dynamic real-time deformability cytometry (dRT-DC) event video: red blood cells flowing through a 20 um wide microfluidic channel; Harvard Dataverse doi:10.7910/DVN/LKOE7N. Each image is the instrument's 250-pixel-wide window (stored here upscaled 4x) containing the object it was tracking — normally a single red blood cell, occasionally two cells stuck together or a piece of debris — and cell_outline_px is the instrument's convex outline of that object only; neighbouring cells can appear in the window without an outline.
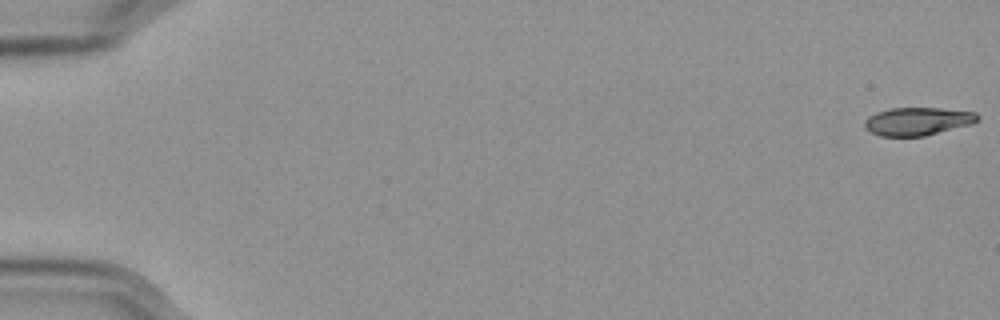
{"species": "Egyptian fruit bat (a non-hibernating species)", "species_latin": "Rousettus aegyptiacus", "temperature_condition": "cold", "stored_images_in_passage": 58, "camera_frame_rate_fps": 3000, "um_per_image_px": 0.085, "frame": {"image": 1, "passage_image": 1, "time_ms": 0.0, "image_size_px": [1000, 320], "cell_outline_px": [[980, 120], [972, 124], [924, 136], [880, 136], [864, 128], [864, 120], [868, 116], [876, 112], [888, 108], [940, 108], [976, 112], [980, 116]], "centroid_in_image_um": [78.0, 10.3], "position_along_channel_um": 7.0, "area_um2": 18.61}}
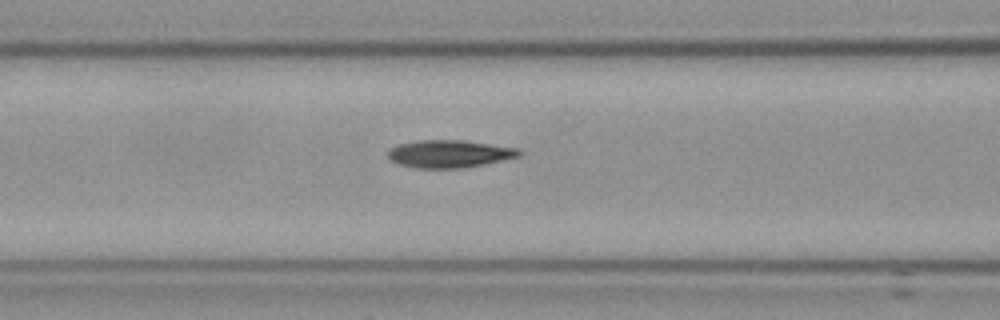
{"frame": {"image": 2, "passage_image": 25, "time_ms": 8.0, "image_size_px": [1000, 320], "cell_outline_px": [[524, 152], [520, 156], [484, 164], [460, 168], [416, 168], [400, 164], [392, 160], [388, 156], [388, 148], [396, 144], [416, 140], [464, 140], [520, 148]], "centroid_in_image_um": [38.21, 13.06], "position_along_channel_um": 128.4, "area_um2": 21.27}}
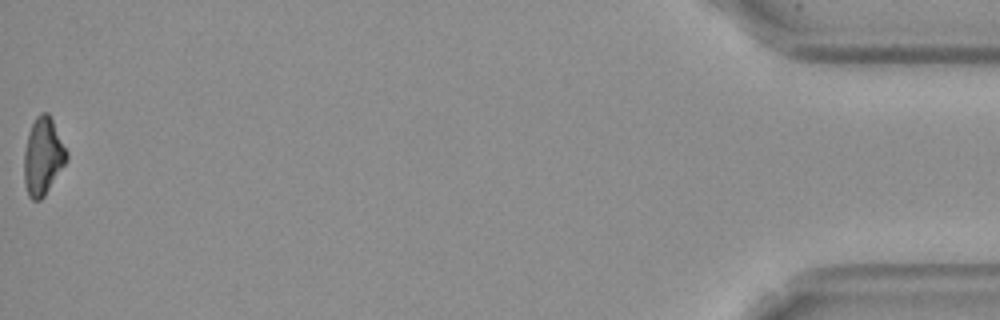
{"frame": {"image": 3, "passage_image": 58, "time_ms": 19.0, "image_size_px": [1000, 320], "cell_outline_px": [[68, 160], [44, 196], [40, 200], [32, 200], [28, 196], [24, 184], [24, 152], [28, 132], [36, 116], [40, 112], [48, 112], [68, 152]], "centroid_in_image_um": [3.65, 13.3], "position_along_channel_um": 431.6, "area_um2": 19.25}, "authors_computed_cell_mechanics": {"area_um2": 20.2589, "velocity_mm_per_s": 3.5827, "shape_relaxation_time_tau1_ms": 5.3337, "shape_relaxation_time_tau2_ms": 5.4609, "deformation_change_tau1": 0.157, "deformation_change_tau2": 0.1332}}